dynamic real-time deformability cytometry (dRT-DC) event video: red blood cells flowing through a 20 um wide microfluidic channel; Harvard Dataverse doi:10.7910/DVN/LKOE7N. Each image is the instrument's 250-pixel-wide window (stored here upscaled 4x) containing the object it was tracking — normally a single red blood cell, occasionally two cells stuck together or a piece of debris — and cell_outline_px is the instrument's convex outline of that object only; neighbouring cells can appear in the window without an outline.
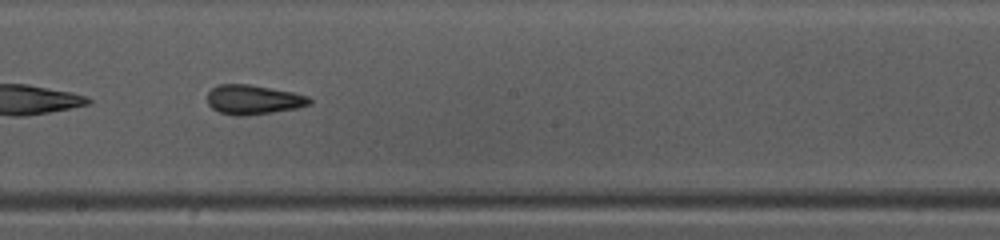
{"species": "common noctule bat (a hibernating species)", "species_latin": "Nyctalus noctula", "temperature_condition": "warm", "stored_images_in_passage": 36, "camera_frame_rate_fps": 3000, "um_per_image_px": 0.085, "animal": {"sex": "female", "body_mass_g": 10.0, "forearm_length_mm": 53.1}, "frame": {"image": 1, "passage_image": 16, "time_ms": 5.0, "image_size_px": [1000, 240], "cell_outline_px": [[312, 100], [308, 104], [296, 108], [248, 116], [236, 116], [220, 112], [212, 108], [208, 104], [208, 92], [216, 84], [248, 84], [292, 92], [308, 96]], "centroid_in_image_um": [21.49, 8.47], "position_along_channel_um": 226.7, "area_um2": 17.46}, "authors_computed_cell_mechanics": {"area_um2": 17.9758, "velocity_mm_per_s": 4.1168, "shape_relaxation_time_tau1_ms": null, "shape_relaxation_time_tau2_ms": 1.3424, "deformation_change_tau1": null, "deformation_change_tau2": 0.0856}}